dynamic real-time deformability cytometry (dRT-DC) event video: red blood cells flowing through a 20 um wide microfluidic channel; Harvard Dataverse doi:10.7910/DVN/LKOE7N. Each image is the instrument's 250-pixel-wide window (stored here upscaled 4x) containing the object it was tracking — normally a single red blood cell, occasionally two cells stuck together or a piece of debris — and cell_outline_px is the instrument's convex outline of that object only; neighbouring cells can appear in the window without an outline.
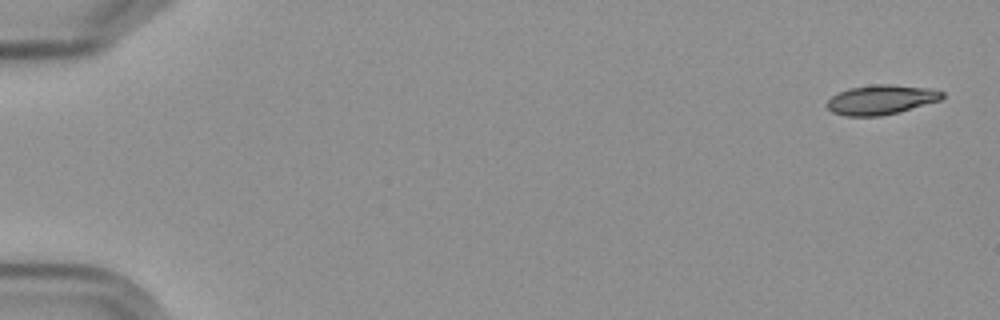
{"species": "Egyptian fruit bat (a non-hibernating species)", "species_latin": "Rousettus aegyptiacus", "temperature_condition": "cold", "stored_images_in_passage": 5, "camera_frame_rate_fps": 3000, "um_per_image_px": 0.085, "frame": {"image": 1, "passage_image": 1, "time_ms": 0.0, "image_size_px": [1000, 320], "cell_outline_px": [[944, 96], [940, 100], [900, 112], [880, 116], [844, 116], [832, 112], [824, 104], [832, 96], [848, 88], [872, 84], [892, 84], [932, 88], [944, 92]], "centroid_in_image_um": [74.89, 8.47], "position_along_channel_um": 10.1, "area_um2": 20.11}}
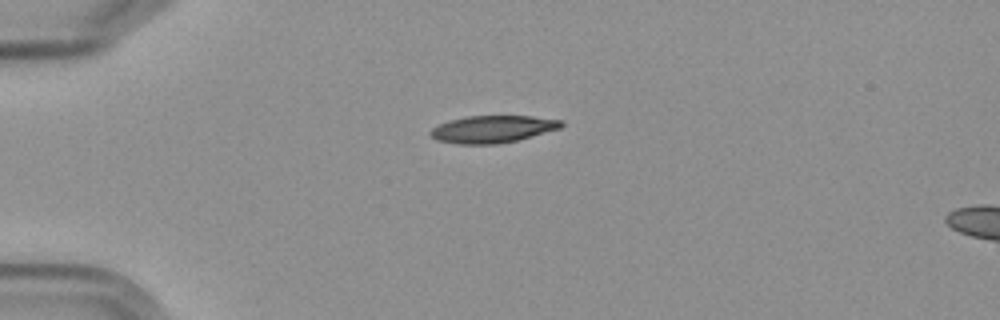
{"frame": {"image": 2, "passage_image": 4, "time_ms": 4.333, "image_size_px": [1000, 320], "cell_outline_px": [[564, 124], [560, 128], [516, 140], [496, 144], [456, 144], [436, 140], [428, 132], [432, 128], [448, 120], [468, 116], [532, 116], [564, 120]], "centroid_in_image_um": [41.85, 10.97], "position_along_channel_um": 43.1, "area_um2": 20.69}}